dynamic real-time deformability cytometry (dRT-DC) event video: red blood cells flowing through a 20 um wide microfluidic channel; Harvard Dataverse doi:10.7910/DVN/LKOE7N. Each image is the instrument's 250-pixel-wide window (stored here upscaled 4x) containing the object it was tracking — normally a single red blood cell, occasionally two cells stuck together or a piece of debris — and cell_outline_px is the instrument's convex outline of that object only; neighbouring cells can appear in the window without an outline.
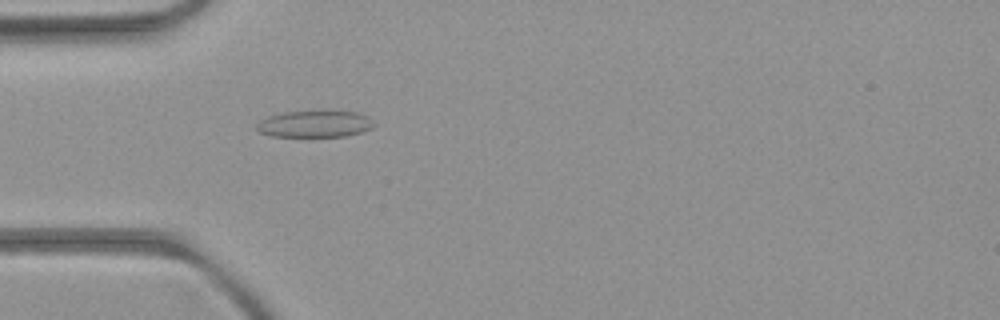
{"species": "common noctule bat (a hibernating species)", "species_latin": "Nyctalus noctula", "temperature_condition": "room temperature", "stored_images_in_passage": 3, "camera_frame_rate_fps": 3000, "um_per_image_px": 0.085, "animal": {"sex": "female", "body_mass_g": 21.9}, "frame": {"image": 1, "passage_image": 3, "time_ms": 3.0, "image_size_px": [1000, 320], "cell_outline_px": [[376, 124], [372, 128], [360, 132], [344, 136], [312, 140], [272, 136], [260, 132], [256, 128], [256, 124], [260, 120], [268, 116], [284, 112], [324, 108], [356, 112], [368, 116]], "centroid_in_image_um": [26.76, 10.54], "position_along_channel_um": 58.2, "area_um2": 20.0}}